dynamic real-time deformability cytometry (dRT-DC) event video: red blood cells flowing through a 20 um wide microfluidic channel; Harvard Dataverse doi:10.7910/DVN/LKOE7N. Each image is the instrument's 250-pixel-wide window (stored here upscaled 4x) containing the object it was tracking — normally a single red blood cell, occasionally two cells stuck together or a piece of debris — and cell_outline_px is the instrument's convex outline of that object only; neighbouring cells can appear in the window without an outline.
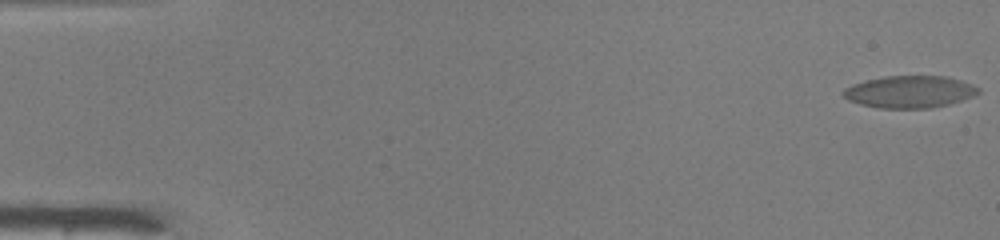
{"species": "common noctule bat (a hibernating species)", "species_latin": "Nyctalus noctula", "temperature_condition": "warm", "stored_images_in_passage": 49, "camera_frame_rate_fps": 3000, "um_per_image_px": 0.085, "animal": {"sex": "male", "body_mass_g": 19.0, "forearm_length_mm": 50.8}, "frame": {"image": 1, "passage_image": 1, "time_ms": 0.0, "image_size_px": [1000, 240], "cell_outline_px": [[980, 92], [960, 100], [948, 104], [928, 108], [880, 108], [848, 100], [844, 96], [844, 88], [868, 80], [888, 76], [944, 76], [960, 80], [980, 88]], "centroid_in_image_um": [77.34, 7.8], "position_along_channel_um": 7.7, "area_um2": 24.62}}
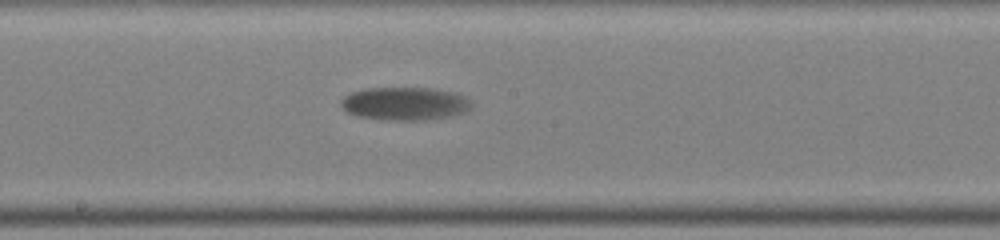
{"frame": {"image": 2, "passage_image": 31, "time_ms": 10.0, "image_size_px": [1000, 240], "cell_outline_px": [[468, 108], [460, 112], [448, 116], [424, 120], [384, 120], [360, 116], [348, 112], [344, 108], [344, 96], [352, 92], [368, 88], [428, 88], [452, 92], [464, 96], [468, 100]], "centroid_in_image_um": [34.37, 8.8], "position_along_channel_um": 213.8, "area_um2": 24.33}}
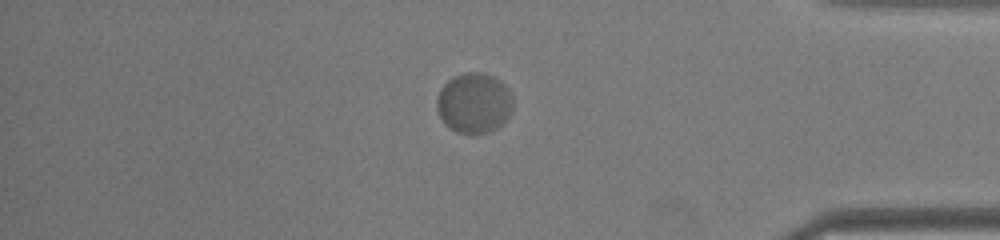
{"frame": {"image": 3, "passage_image": 48, "time_ms": 15.667, "image_size_px": [1000, 240], "cell_outline_px": [[512, 108], [508, 116], [496, 128], [488, 132], [456, 132], [448, 128], [444, 124], [436, 108], [436, 100], [440, 88], [452, 76], [464, 72], [480, 72], [492, 76], [500, 80], [508, 88], [512, 96]], "centroid_in_image_um": [40.26, 8.72], "position_along_channel_um": 394.9, "area_um2": 26.7}}